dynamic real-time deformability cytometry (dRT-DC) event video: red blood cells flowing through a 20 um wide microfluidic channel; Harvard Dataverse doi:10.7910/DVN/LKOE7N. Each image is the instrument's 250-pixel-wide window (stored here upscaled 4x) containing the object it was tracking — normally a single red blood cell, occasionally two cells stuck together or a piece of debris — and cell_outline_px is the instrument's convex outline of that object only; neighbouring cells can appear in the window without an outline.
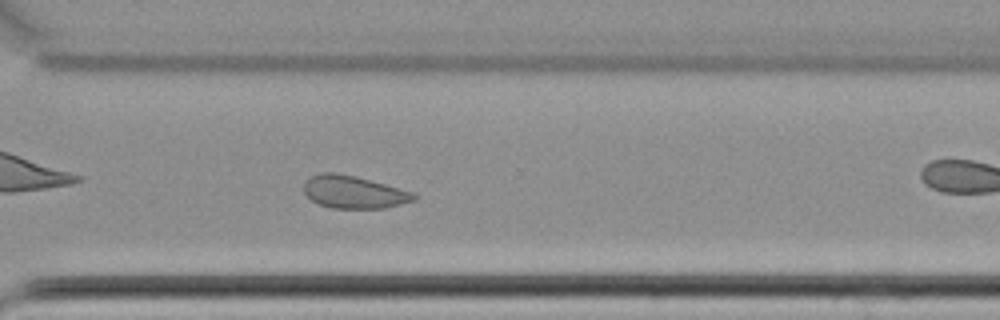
{"species": "common noctule bat (a hibernating species)", "species_latin": "Nyctalus noctula", "temperature_condition": "cold", "stored_images_in_passage": 62, "camera_frame_rate_fps": 3000, "um_per_image_px": 0.085, "animal": {"sex": "female", "body_mass_g": 22.7, "forearm_length_mm": 54.2}, "frame": {"image": 1, "passage_image": 45, "time_ms": 14.667, "image_size_px": [1000, 320], "cell_outline_px": [[420, 196], [416, 200], [384, 208], [332, 208], [320, 204], [312, 200], [304, 192], [304, 180], [308, 176], [320, 172], [336, 172], [356, 176], [416, 192]], "centroid_in_image_um": [30.09, 16.3], "position_along_channel_um": 340.5, "area_um2": 21.27}, "authors_computed_cell_mechanics": {"area_um2": 22.542, "velocity_mm_per_s": 3.4322, "shape_relaxation_time_tau1_ms": null, "shape_relaxation_time_tau2_ms": 3.3648, "deformation_change_tau1": null, "deformation_change_tau2": 0.072}}